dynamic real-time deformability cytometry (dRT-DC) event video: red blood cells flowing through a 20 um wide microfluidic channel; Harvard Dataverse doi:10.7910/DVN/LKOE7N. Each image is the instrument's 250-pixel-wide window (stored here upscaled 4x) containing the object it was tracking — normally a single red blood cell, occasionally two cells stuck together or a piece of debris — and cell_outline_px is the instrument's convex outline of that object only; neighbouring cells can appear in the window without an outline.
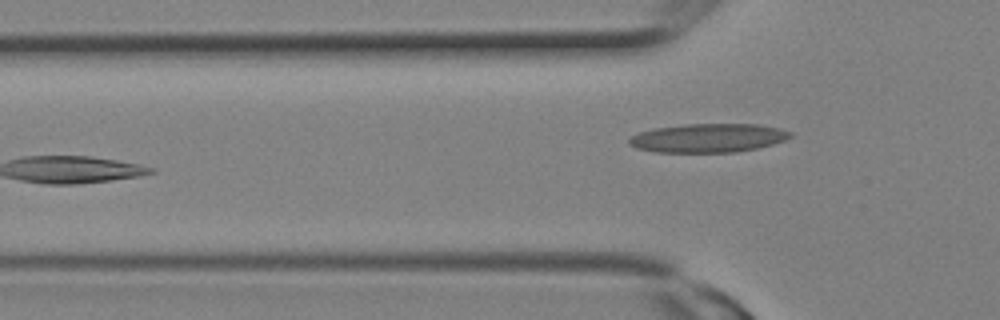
{"species": "Egyptian fruit bat (a non-hibernating species)", "species_latin": "Rousettus aegyptiacus", "temperature_condition": "room temperature", "stored_images_in_passage": 11, "camera_frame_rate_fps": 3000, "um_per_image_px": 0.085, "animal": {"sex": "female"}, "frame": {"image": 1, "passage_image": 11, "time_ms": 3.333, "image_size_px": [1000, 320], "cell_outline_px": [[792, 136], [784, 140], [772, 144], [756, 148], [736, 152], [652, 152], [636, 148], [628, 144], [628, 140], [632, 136], [640, 132], [656, 128], [684, 124], [756, 124], [780, 128], [792, 132]], "centroid_in_image_um": [60.18, 11.73], "position_along_channel_um": 65.6, "area_um2": 26.99}}